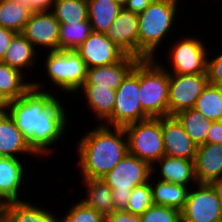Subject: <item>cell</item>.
<instances>
[{
  "label": "cell",
  "mask_w": 222,
  "mask_h": 222,
  "mask_svg": "<svg viewBox=\"0 0 222 222\" xmlns=\"http://www.w3.org/2000/svg\"><path fill=\"white\" fill-rule=\"evenodd\" d=\"M153 178L155 176L153 177L151 174L149 182L152 189L153 203L182 211L185 207L190 188L159 179L155 183Z\"/></svg>",
  "instance_id": "cb8c5ba5"
},
{
  "label": "cell",
  "mask_w": 222,
  "mask_h": 222,
  "mask_svg": "<svg viewBox=\"0 0 222 222\" xmlns=\"http://www.w3.org/2000/svg\"><path fill=\"white\" fill-rule=\"evenodd\" d=\"M38 156L28 144L12 117L0 114V157L21 159V155Z\"/></svg>",
  "instance_id": "44dd1931"
},
{
  "label": "cell",
  "mask_w": 222,
  "mask_h": 222,
  "mask_svg": "<svg viewBox=\"0 0 222 222\" xmlns=\"http://www.w3.org/2000/svg\"><path fill=\"white\" fill-rule=\"evenodd\" d=\"M79 90H82L89 110L95 114L99 124H103L113 113L116 90L99 85H82Z\"/></svg>",
  "instance_id": "603a6c76"
},
{
  "label": "cell",
  "mask_w": 222,
  "mask_h": 222,
  "mask_svg": "<svg viewBox=\"0 0 222 222\" xmlns=\"http://www.w3.org/2000/svg\"><path fill=\"white\" fill-rule=\"evenodd\" d=\"M156 60L140 59L139 100L150 118L168 116L169 72Z\"/></svg>",
  "instance_id": "277c9868"
},
{
  "label": "cell",
  "mask_w": 222,
  "mask_h": 222,
  "mask_svg": "<svg viewBox=\"0 0 222 222\" xmlns=\"http://www.w3.org/2000/svg\"><path fill=\"white\" fill-rule=\"evenodd\" d=\"M107 37L127 55L138 58V14L122 7Z\"/></svg>",
  "instance_id": "9a60e30c"
},
{
  "label": "cell",
  "mask_w": 222,
  "mask_h": 222,
  "mask_svg": "<svg viewBox=\"0 0 222 222\" xmlns=\"http://www.w3.org/2000/svg\"><path fill=\"white\" fill-rule=\"evenodd\" d=\"M206 143L222 144V121H214L210 129L208 130V135Z\"/></svg>",
  "instance_id": "f35d334b"
},
{
  "label": "cell",
  "mask_w": 222,
  "mask_h": 222,
  "mask_svg": "<svg viewBox=\"0 0 222 222\" xmlns=\"http://www.w3.org/2000/svg\"><path fill=\"white\" fill-rule=\"evenodd\" d=\"M31 82L32 86L21 98L11 101L8 113L33 151L46 158L54 152L55 143L65 136L69 115L60 98L42 89V81Z\"/></svg>",
  "instance_id": "6da1fadb"
},
{
  "label": "cell",
  "mask_w": 222,
  "mask_h": 222,
  "mask_svg": "<svg viewBox=\"0 0 222 222\" xmlns=\"http://www.w3.org/2000/svg\"><path fill=\"white\" fill-rule=\"evenodd\" d=\"M106 222H141V217L126 210H117L106 217Z\"/></svg>",
  "instance_id": "8d00e7d4"
},
{
  "label": "cell",
  "mask_w": 222,
  "mask_h": 222,
  "mask_svg": "<svg viewBox=\"0 0 222 222\" xmlns=\"http://www.w3.org/2000/svg\"><path fill=\"white\" fill-rule=\"evenodd\" d=\"M207 57V77L210 84L222 87V53Z\"/></svg>",
  "instance_id": "d590c367"
},
{
  "label": "cell",
  "mask_w": 222,
  "mask_h": 222,
  "mask_svg": "<svg viewBox=\"0 0 222 222\" xmlns=\"http://www.w3.org/2000/svg\"><path fill=\"white\" fill-rule=\"evenodd\" d=\"M25 72L21 73L0 61V92L6 95L11 101L21 98L32 86V82H26Z\"/></svg>",
  "instance_id": "83f0119b"
},
{
  "label": "cell",
  "mask_w": 222,
  "mask_h": 222,
  "mask_svg": "<svg viewBox=\"0 0 222 222\" xmlns=\"http://www.w3.org/2000/svg\"><path fill=\"white\" fill-rule=\"evenodd\" d=\"M75 51L84 60L86 68L111 65L126 55L106 34L97 32H92Z\"/></svg>",
  "instance_id": "4fadbf2b"
},
{
  "label": "cell",
  "mask_w": 222,
  "mask_h": 222,
  "mask_svg": "<svg viewBox=\"0 0 222 222\" xmlns=\"http://www.w3.org/2000/svg\"><path fill=\"white\" fill-rule=\"evenodd\" d=\"M200 39L189 35L172 44L173 48L171 47L167 58L170 59L169 66H172L169 74H207V57H210L208 52H211L208 51L204 40Z\"/></svg>",
  "instance_id": "9c48e42d"
},
{
  "label": "cell",
  "mask_w": 222,
  "mask_h": 222,
  "mask_svg": "<svg viewBox=\"0 0 222 222\" xmlns=\"http://www.w3.org/2000/svg\"><path fill=\"white\" fill-rule=\"evenodd\" d=\"M153 204L151 185L150 182H147L132 190L126 211L135 215H142Z\"/></svg>",
  "instance_id": "d6a6232c"
},
{
  "label": "cell",
  "mask_w": 222,
  "mask_h": 222,
  "mask_svg": "<svg viewBox=\"0 0 222 222\" xmlns=\"http://www.w3.org/2000/svg\"><path fill=\"white\" fill-rule=\"evenodd\" d=\"M12 1H15L16 3L20 4L21 6L29 7V0H12Z\"/></svg>",
  "instance_id": "ee69618b"
},
{
  "label": "cell",
  "mask_w": 222,
  "mask_h": 222,
  "mask_svg": "<svg viewBox=\"0 0 222 222\" xmlns=\"http://www.w3.org/2000/svg\"><path fill=\"white\" fill-rule=\"evenodd\" d=\"M51 12L59 23H78L88 20L87 0H55Z\"/></svg>",
  "instance_id": "4dcf8cb0"
},
{
  "label": "cell",
  "mask_w": 222,
  "mask_h": 222,
  "mask_svg": "<svg viewBox=\"0 0 222 222\" xmlns=\"http://www.w3.org/2000/svg\"><path fill=\"white\" fill-rule=\"evenodd\" d=\"M141 222H182L181 211L153 204L144 211Z\"/></svg>",
  "instance_id": "e575fe53"
},
{
  "label": "cell",
  "mask_w": 222,
  "mask_h": 222,
  "mask_svg": "<svg viewBox=\"0 0 222 222\" xmlns=\"http://www.w3.org/2000/svg\"><path fill=\"white\" fill-rule=\"evenodd\" d=\"M62 215L64 216L60 218V222H106L102 214L86 206L81 200Z\"/></svg>",
  "instance_id": "836d02e7"
},
{
  "label": "cell",
  "mask_w": 222,
  "mask_h": 222,
  "mask_svg": "<svg viewBox=\"0 0 222 222\" xmlns=\"http://www.w3.org/2000/svg\"><path fill=\"white\" fill-rule=\"evenodd\" d=\"M194 108L211 121H222V87L208 83Z\"/></svg>",
  "instance_id": "f546056e"
},
{
  "label": "cell",
  "mask_w": 222,
  "mask_h": 222,
  "mask_svg": "<svg viewBox=\"0 0 222 222\" xmlns=\"http://www.w3.org/2000/svg\"><path fill=\"white\" fill-rule=\"evenodd\" d=\"M138 60L137 57L126 54L114 64L87 68L83 85H99L117 90Z\"/></svg>",
  "instance_id": "ac0fdd59"
},
{
  "label": "cell",
  "mask_w": 222,
  "mask_h": 222,
  "mask_svg": "<svg viewBox=\"0 0 222 222\" xmlns=\"http://www.w3.org/2000/svg\"><path fill=\"white\" fill-rule=\"evenodd\" d=\"M52 212L25 199L12 201L1 206L0 222H60L61 216Z\"/></svg>",
  "instance_id": "ffe728a7"
},
{
  "label": "cell",
  "mask_w": 222,
  "mask_h": 222,
  "mask_svg": "<svg viewBox=\"0 0 222 222\" xmlns=\"http://www.w3.org/2000/svg\"><path fill=\"white\" fill-rule=\"evenodd\" d=\"M37 51L26 37L21 33H16L6 50L2 62L23 73V71H26L24 70L25 68L29 70L32 67L34 68L38 58Z\"/></svg>",
  "instance_id": "7402d4cb"
},
{
  "label": "cell",
  "mask_w": 222,
  "mask_h": 222,
  "mask_svg": "<svg viewBox=\"0 0 222 222\" xmlns=\"http://www.w3.org/2000/svg\"><path fill=\"white\" fill-rule=\"evenodd\" d=\"M76 142L77 165L82 178L100 179L128 153L123 127L98 124ZM126 138V139H125Z\"/></svg>",
  "instance_id": "7a4b0ae2"
},
{
  "label": "cell",
  "mask_w": 222,
  "mask_h": 222,
  "mask_svg": "<svg viewBox=\"0 0 222 222\" xmlns=\"http://www.w3.org/2000/svg\"><path fill=\"white\" fill-rule=\"evenodd\" d=\"M193 187H190L181 211L182 222H214L222 219L221 204L214 185L197 183L196 189Z\"/></svg>",
  "instance_id": "30bf717a"
},
{
  "label": "cell",
  "mask_w": 222,
  "mask_h": 222,
  "mask_svg": "<svg viewBox=\"0 0 222 222\" xmlns=\"http://www.w3.org/2000/svg\"><path fill=\"white\" fill-rule=\"evenodd\" d=\"M208 83L207 74H169L168 116L194 108Z\"/></svg>",
  "instance_id": "8fae6325"
},
{
  "label": "cell",
  "mask_w": 222,
  "mask_h": 222,
  "mask_svg": "<svg viewBox=\"0 0 222 222\" xmlns=\"http://www.w3.org/2000/svg\"><path fill=\"white\" fill-rule=\"evenodd\" d=\"M213 185H214L216 192L218 194V198H219V201L221 204V209H222V180L213 183Z\"/></svg>",
  "instance_id": "7bdbcfd3"
},
{
  "label": "cell",
  "mask_w": 222,
  "mask_h": 222,
  "mask_svg": "<svg viewBox=\"0 0 222 222\" xmlns=\"http://www.w3.org/2000/svg\"><path fill=\"white\" fill-rule=\"evenodd\" d=\"M194 169L197 183L213 184L222 180V144L197 146Z\"/></svg>",
  "instance_id": "2e32d148"
},
{
  "label": "cell",
  "mask_w": 222,
  "mask_h": 222,
  "mask_svg": "<svg viewBox=\"0 0 222 222\" xmlns=\"http://www.w3.org/2000/svg\"><path fill=\"white\" fill-rule=\"evenodd\" d=\"M118 4H120L122 7L125 6V4L128 2V0H115Z\"/></svg>",
  "instance_id": "f6af8a7d"
},
{
  "label": "cell",
  "mask_w": 222,
  "mask_h": 222,
  "mask_svg": "<svg viewBox=\"0 0 222 222\" xmlns=\"http://www.w3.org/2000/svg\"><path fill=\"white\" fill-rule=\"evenodd\" d=\"M32 10L12 0H0V26L21 33L28 22Z\"/></svg>",
  "instance_id": "f1b7e54d"
},
{
  "label": "cell",
  "mask_w": 222,
  "mask_h": 222,
  "mask_svg": "<svg viewBox=\"0 0 222 222\" xmlns=\"http://www.w3.org/2000/svg\"><path fill=\"white\" fill-rule=\"evenodd\" d=\"M15 34L14 31L0 26V61L3 60L6 50Z\"/></svg>",
  "instance_id": "74e56055"
},
{
  "label": "cell",
  "mask_w": 222,
  "mask_h": 222,
  "mask_svg": "<svg viewBox=\"0 0 222 222\" xmlns=\"http://www.w3.org/2000/svg\"><path fill=\"white\" fill-rule=\"evenodd\" d=\"M88 20L92 31L106 34L122 6L115 0H87Z\"/></svg>",
  "instance_id": "484cf974"
},
{
  "label": "cell",
  "mask_w": 222,
  "mask_h": 222,
  "mask_svg": "<svg viewBox=\"0 0 222 222\" xmlns=\"http://www.w3.org/2000/svg\"><path fill=\"white\" fill-rule=\"evenodd\" d=\"M55 0H29V8L33 12L51 11Z\"/></svg>",
  "instance_id": "60d3db41"
},
{
  "label": "cell",
  "mask_w": 222,
  "mask_h": 222,
  "mask_svg": "<svg viewBox=\"0 0 222 222\" xmlns=\"http://www.w3.org/2000/svg\"><path fill=\"white\" fill-rule=\"evenodd\" d=\"M45 57L44 68L54 87L69 94L81 93L87 68L79 54L75 50H58L48 52Z\"/></svg>",
  "instance_id": "8992f818"
},
{
  "label": "cell",
  "mask_w": 222,
  "mask_h": 222,
  "mask_svg": "<svg viewBox=\"0 0 222 222\" xmlns=\"http://www.w3.org/2000/svg\"><path fill=\"white\" fill-rule=\"evenodd\" d=\"M179 4L173 0H154L138 14V59L156 58L158 46L173 31Z\"/></svg>",
  "instance_id": "3957f363"
},
{
  "label": "cell",
  "mask_w": 222,
  "mask_h": 222,
  "mask_svg": "<svg viewBox=\"0 0 222 222\" xmlns=\"http://www.w3.org/2000/svg\"><path fill=\"white\" fill-rule=\"evenodd\" d=\"M174 116L182 124L186 133L197 146L206 143L208 130L213 121L205 118V116L195 108L180 111Z\"/></svg>",
  "instance_id": "4316f807"
},
{
  "label": "cell",
  "mask_w": 222,
  "mask_h": 222,
  "mask_svg": "<svg viewBox=\"0 0 222 222\" xmlns=\"http://www.w3.org/2000/svg\"><path fill=\"white\" fill-rule=\"evenodd\" d=\"M151 166L127 153L114 168L102 177L112 189L114 210H126L132 190L149 182Z\"/></svg>",
  "instance_id": "5b68a950"
},
{
  "label": "cell",
  "mask_w": 222,
  "mask_h": 222,
  "mask_svg": "<svg viewBox=\"0 0 222 222\" xmlns=\"http://www.w3.org/2000/svg\"><path fill=\"white\" fill-rule=\"evenodd\" d=\"M127 136L128 153L154 165L165 155L162 118H148L123 127Z\"/></svg>",
  "instance_id": "52a82bcc"
},
{
  "label": "cell",
  "mask_w": 222,
  "mask_h": 222,
  "mask_svg": "<svg viewBox=\"0 0 222 222\" xmlns=\"http://www.w3.org/2000/svg\"><path fill=\"white\" fill-rule=\"evenodd\" d=\"M82 181H84L82 185L86 186L87 192L85 193H87V196L82 198L81 201L86 206L102 214L105 218L112 214L115 210L111 187L102 178H83Z\"/></svg>",
  "instance_id": "d4e9b609"
},
{
  "label": "cell",
  "mask_w": 222,
  "mask_h": 222,
  "mask_svg": "<svg viewBox=\"0 0 222 222\" xmlns=\"http://www.w3.org/2000/svg\"><path fill=\"white\" fill-rule=\"evenodd\" d=\"M151 166V174L155 175L156 169L160 170L159 180L192 187L197 184L194 169V160L164 155ZM193 182V184H192ZM195 183V184H194ZM192 184V185H191ZM191 185V186H190Z\"/></svg>",
  "instance_id": "d6986e66"
},
{
  "label": "cell",
  "mask_w": 222,
  "mask_h": 222,
  "mask_svg": "<svg viewBox=\"0 0 222 222\" xmlns=\"http://www.w3.org/2000/svg\"><path fill=\"white\" fill-rule=\"evenodd\" d=\"M23 159L0 157V205L12 201H20L19 191L26 180L27 171ZM24 165V166H23ZM25 171V172H24ZM25 174V175H24Z\"/></svg>",
  "instance_id": "e0dca14e"
},
{
  "label": "cell",
  "mask_w": 222,
  "mask_h": 222,
  "mask_svg": "<svg viewBox=\"0 0 222 222\" xmlns=\"http://www.w3.org/2000/svg\"><path fill=\"white\" fill-rule=\"evenodd\" d=\"M153 1L154 0H128L124 8L139 14L143 12L144 9L147 8Z\"/></svg>",
  "instance_id": "ab89813d"
},
{
  "label": "cell",
  "mask_w": 222,
  "mask_h": 222,
  "mask_svg": "<svg viewBox=\"0 0 222 222\" xmlns=\"http://www.w3.org/2000/svg\"><path fill=\"white\" fill-rule=\"evenodd\" d=\"M139 89L140 59L116 90L113 113L103 124L111 127H124L150 118L141 107Z\"/></svg>",
  "instance_id": "ba28073f"
},
{
  "label": "cell",
  "mask_w": 222,
  "mask_h": 222,
  "mask_svg": "<svg viewBox=\"0 0 222 222\" xmlns=\"http://www.w3.org/2000/svg\"><path fill=\"white\" fill-rule=\"evenodd\" d=\"M11 100L0 92V114H7L10 109Z\"/></svg>",
  "instance_id": "b9f144b4"
},
{
  "label": "cell",
  "mask_w": 222,
  "mask_h": 222,
  "mask_svg": "<svg viewBox=\"0 0 222 222\" xmlns=\"http://www.w3.org/2000/svg\"><path fill=\"white\" fill-rule=\"evenodd\" d=\"M92 32L89 20L70 24L60 23L59 50L77 49Z\"/></svg>",
  "instance_id": "1f68e13d"
},
{
  "label": "cell",
  "mask_w": 222,
  "mask_h": 222,
  "mask_svg": "<svg viewBox=\"0 0 222 222\" xmlns=\"http://www.w3.org/2000/svg\"><path fill=\"white\" fill-rule=\"evenodd\" d=\"M165 155L194 160L197 145L191 140L175 116L162 117Z\"/></svg>",
  "instance_id": "5bb4252c"
},
{
  "label": "cell",
  "mask_w": 222,
  "mask_h": 222,
  "mask_svg": "<svg viewBox=\"0 0 222 222\" xmlns=\"http://www.w3.org/2000/svg\"><path fill=\"white\" fill-rule=\"evenodd\" d=\"M60 23L51 11L32 12L21 34L31 44L40 50L46 48L47 52L59 50ZM39 47V48H38Z\"/></svg>",
  "instance_id": "7c38bea8"
}]
</instances>
